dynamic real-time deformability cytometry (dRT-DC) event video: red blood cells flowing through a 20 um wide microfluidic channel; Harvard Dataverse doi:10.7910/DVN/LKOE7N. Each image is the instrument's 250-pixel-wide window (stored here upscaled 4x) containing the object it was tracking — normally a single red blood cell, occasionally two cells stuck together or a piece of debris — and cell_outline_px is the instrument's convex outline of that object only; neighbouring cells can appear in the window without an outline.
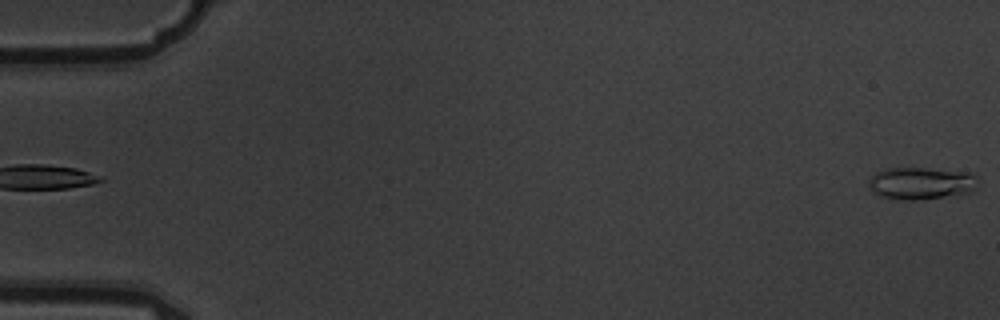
{"species": "common noctule bat (a hibernating species)", "species_latin": "Nyctalus noctula", "temperature_condition": "warm", "stored_images_in_passage": 4, "segment_of_instrument_passage": [2, 2], "camera_frame_rate_fps": 3000, "um_per_image_px": 0.085, "animal": {"sex": "male", "body_mass_g": 19.5, "forearm_length_mm": 54.6}, "frame": {"image": 1, "passage_image": 4, "time_ms": 1.0, "image_size_px": [1000, 320], "cell_outline_px": [[976, 176], [972, 192], [956, 196], [920, 200], [896, 200], [880, 196], [872, 192], [868, 184], [868, 180], [876, 172], [884, 168], [928, 168], [968, 172]], "centroid_in_image_um": [78.25, 15.59], "position_along_channel_um": 6.8, "area_um2": 20.87}}